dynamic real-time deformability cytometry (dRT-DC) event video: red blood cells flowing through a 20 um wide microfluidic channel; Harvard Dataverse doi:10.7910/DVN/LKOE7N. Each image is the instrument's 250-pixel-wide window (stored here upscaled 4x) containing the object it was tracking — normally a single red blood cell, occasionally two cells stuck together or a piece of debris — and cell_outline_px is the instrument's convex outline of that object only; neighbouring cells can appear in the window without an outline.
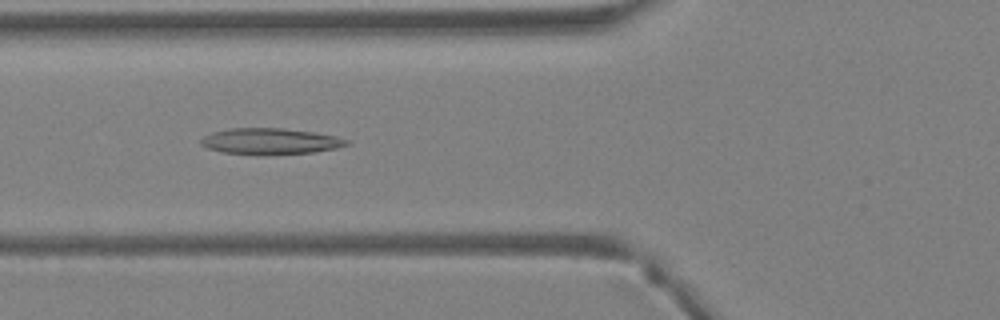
{"species": "Egyptian fruit bat (a non-hibernating species)", "species_latin": "Rousettus aegyptiacus", "temperature_condition": "warm", "stored_images_in_passage": 33, "camera_frame_rate_fps": 3000, "um_per_image_px": 0.085, "animal": {"sex": "female"}, "frame": {"image": 1, "passage_image": 9, "time_ms": 2.667, "image_size_px": [1000, 320], "cell_outline_px": [[348, 144], [336, 148], [312, 152], [260, 156], [224, 152], [208, 148], [200, 144], [200, 140], [204, 136], [212, 132], [232, 128], [280, 128], [312, 132], [336, 136], [348, 140]], "centroid_in_image_um": [22.94, 12.02], "position_along_channel_um": 102.9, "area_um2": 22.2}}
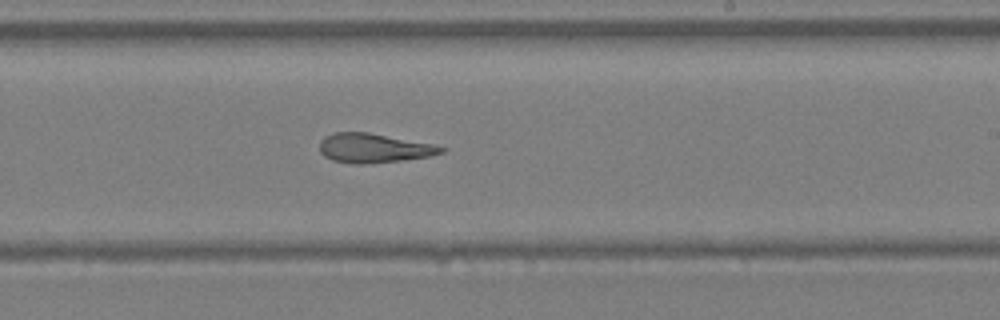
{"frame": {"image": 2, "passage_image": 18, "time_ms": 5.667, "image_size_px": [1000, 320], "cell_outline_px": [[448, 148], [444, 152], [428, 156], [400, 160], [360, 164], [352, 164], [332, 160], [324, 156], [320, 152], [320, 140], [324, 136], [332, 132], [368, 132], [432, 144]], "centroid_in_image_um": [31.72, 12.58], "position_along_channel_um": 257.3, "area_um2": 20.63}}
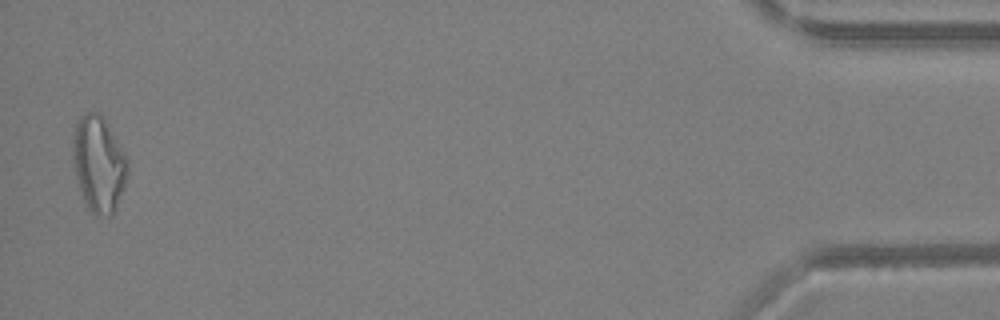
{"frame": {"image": 3, "passage_image": 33, "time_ms": 10.667, "image_size_px": [1000, 320], "cell_outline_px": [[128, 172], [124, 188], [116, 212], [112, 216], [96, 216], [84, 208], [76, 176], [72, 156], [72, 140], [76, 124], [80, 116], [84, 112], [100, 112], [104, 116], [124, 152], [128, 160]], "centroid_in_image_um": [8.39, 13.98], "position_along_channel_um": 426.8, "area_um2": 31.5}}